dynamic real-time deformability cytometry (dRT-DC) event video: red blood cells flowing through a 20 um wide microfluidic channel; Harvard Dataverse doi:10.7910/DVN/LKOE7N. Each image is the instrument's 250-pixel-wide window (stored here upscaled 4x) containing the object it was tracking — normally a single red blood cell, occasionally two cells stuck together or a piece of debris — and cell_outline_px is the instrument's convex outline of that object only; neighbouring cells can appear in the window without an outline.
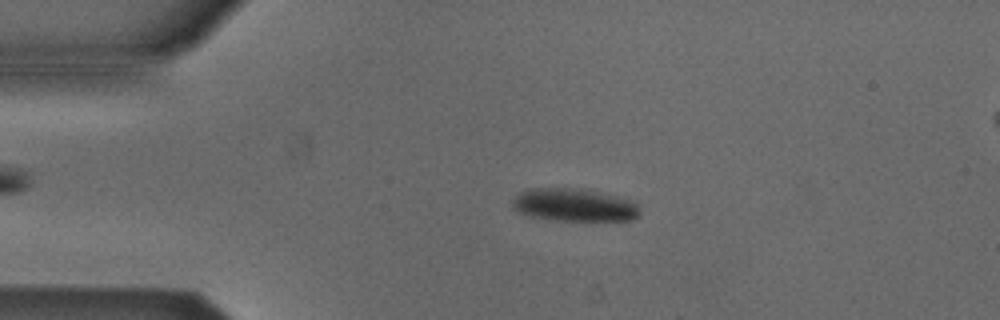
{"species": "Egyptian fruit bat (a non-hibernating species)", "species_latin": "Rousettus aegyptiacus", "temperature_condition": "cold", "stored_images_in_passage": 52, "camera_frame_rate_fps": 3000, "um_per_image_px": 0.085, "animal": {"sex": "male"}, "frame": {"image": 1, "passage_image": 11, "time_ms": 3.333, "image_size_px": [1000, 320], "cell_outline_px": [[640, 216], [632, 220], [556, 220], [528, 216], [516, 212], [512, 208], [512, 200], [520, 192], [536, 188], [564, 188], [592, 192], [628, 200], [636, 204], [640, 208]], "centroid_in_image_um": [48.74, 17.46], "position_along_channel_um": 36.3, "area_um2": 23.76}}
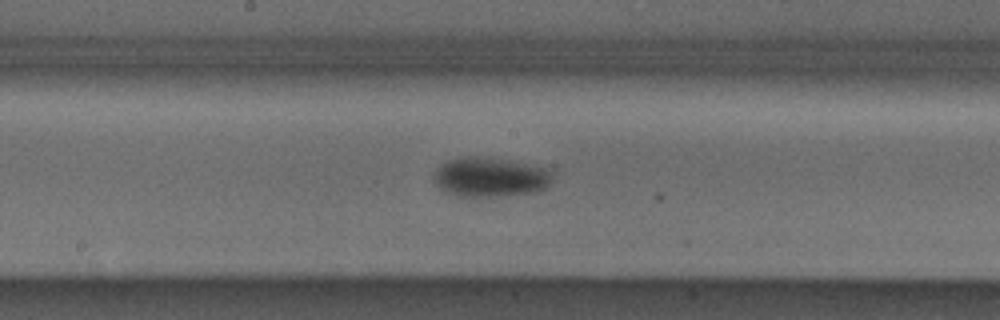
{"frame": {"image": 2, "passage_image": 27, "time_ms": 8.667, "image_size_px": [1000, 320], "cell_outline_px": [[556, 172], [548, 188], [536, 192], [500, 196], [460, 196], [448, 192], [440, 188], [436, 184], [432, 176], [436, 168], [440, 164], [448, 160], [460, 156], [484, 156], [552, 168]], "centroid_in_image_um": [41.73, 15.03], "position_along_channel_um": 206.5, "area_um2": 27.98}}
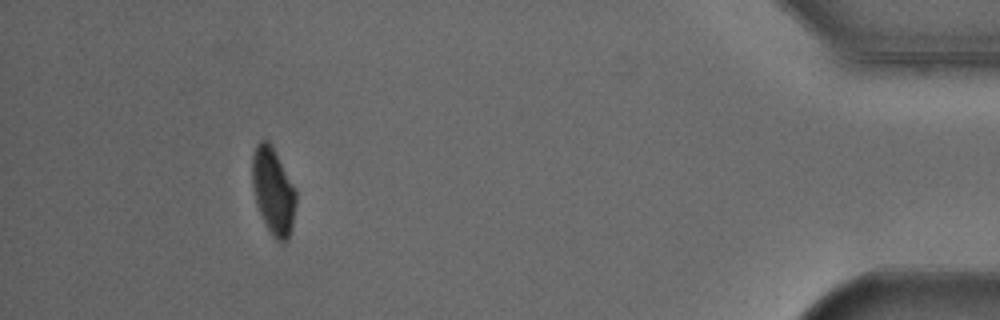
{"frame": {"image": 3, "passage_image": 48, "time_ms": 15.667, "image_size_px": [1000, 320], "cell_outline_px": [[296, 204], [292, 228], [288, 240], [284, 244], [276, 240], [272, 236], [264, 224], [252, 188], [252, 156], [256, 144], [260, 140], [268, 140], [296, 192]], "centroid_in_image_um": [23.21, 16.31], "position_along_channel_um": 412.0, "area_um2": 21.91}}